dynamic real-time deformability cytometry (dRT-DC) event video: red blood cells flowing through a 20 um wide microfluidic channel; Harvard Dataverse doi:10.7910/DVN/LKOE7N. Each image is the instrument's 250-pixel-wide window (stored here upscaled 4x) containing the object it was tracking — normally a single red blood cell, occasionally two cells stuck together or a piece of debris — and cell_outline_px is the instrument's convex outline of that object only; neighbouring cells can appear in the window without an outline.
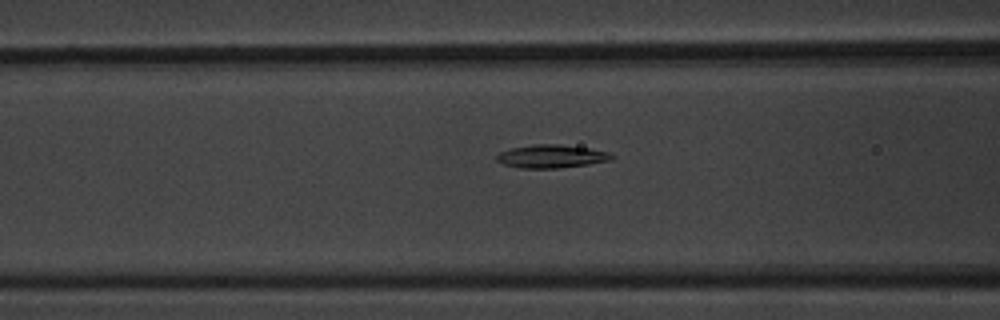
{"species": "common noctule bat (a hibernating species)", "species_latin": "Nyctalus noctula", "temperature_condition": "warm", "stored_images_in_passage": 49, "camera_frame_rate_fps": 3000, "um_per_image_px": 0.085, "animal": {"sex": "male", "body_mass_g": 20.1, "forearm_length_mm": 53.5}, "frame": {"image": 1, "passage_image": 13, "time_ms": 4.0, "image_size_px": [1000, 320], "cell_outline_px": [[616, 156], [612, 160], [588, 164], [556, 168], [520, 168], [504, 164], [496, 160], [496, 156], [500, 152], [512, 148], [532, 144], [556, 144], [588, 148], [608, 152]], "centroid_in_image_um": [46.88, 13.29], "position_along_channel_um": 119.7, "area_um2": 15.43}}
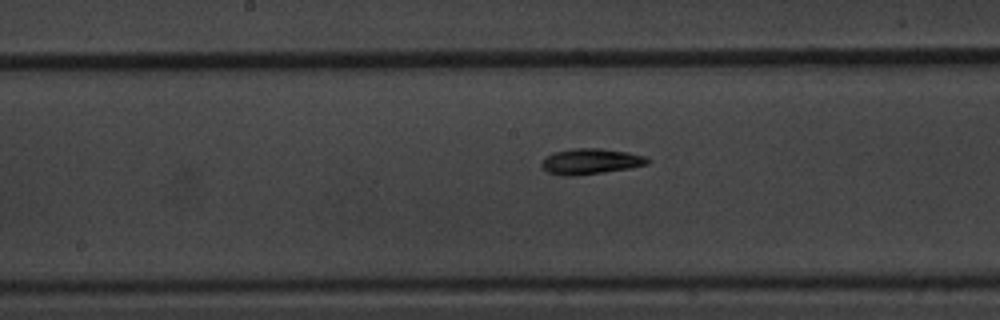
{"frame": {"image": 2, "passage_image": 20, "time_ms": 6.333, "image_size_px": [1000, 320], "cell_outline_px": [[652, 160], [648, 164], [632, 168], [576, 176], [560, 176], [548, 172], [540, 164], [544, 156], [552, 152], [572, 148], [600, 148], [628, 152], [648, 156]], "centroid_in_image_um": [50.22, 13.71], "position_along_channel_um": 198.0, "area_um2": 16.3}}
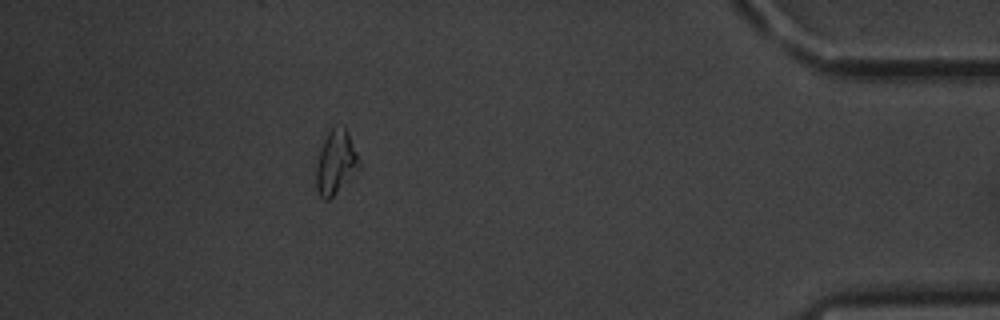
{"frame": {"image": 3, "passage_image": 43, "time_ms": 14.0, "image_size_px": [1000, 320], "cell_outline_px": [[360, 164], [356, 176], [328, 200], [324, 200], [320, 196], [316, 188], [316, 164], [324, 140], [328, 132], [332, 128], [344, 124], [348, 132], [356, 152]], "centroid_in_image_um": [28.56, 13.83], "position_along_channel_um": 406.6, "area_um2": 16.13}, "authors_computed_cell_mechanics": {"area_um2": 15.028, "velocity_mm_per_s": 3.3435, "shape_relaxation_time_tau1_ms": 6.6994, "shape_relaxation_time_tau2_ms": null, "deformation_change_tau1": 0.1715, "deformation_change_tau2": null}}